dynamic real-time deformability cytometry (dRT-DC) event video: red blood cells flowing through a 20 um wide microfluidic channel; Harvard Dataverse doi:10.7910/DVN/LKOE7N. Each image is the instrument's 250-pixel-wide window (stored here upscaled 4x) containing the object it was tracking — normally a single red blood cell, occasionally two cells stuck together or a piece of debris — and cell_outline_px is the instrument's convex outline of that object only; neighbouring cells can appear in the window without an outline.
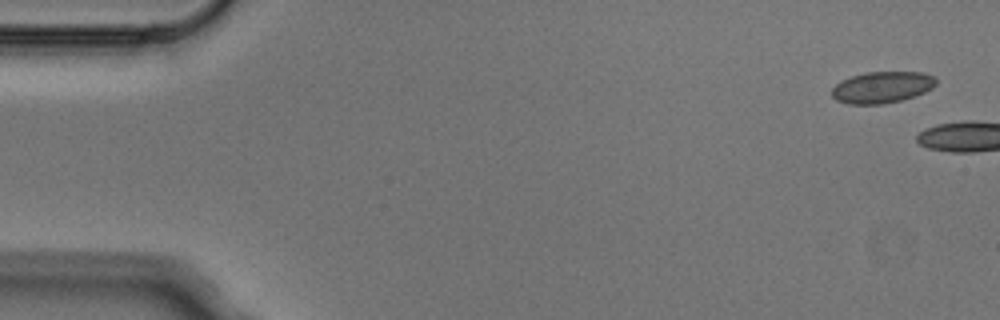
{"species": "Egyptian fruit bat (a non-hibernating species)", "species_latin": "Rousettus aegyptiacus", "temperature_condition": "cold", "stored_images_in_passage": 4, "segment_of_instrument_passage": [2, 2], "camera_frame_rate_fps": 3000, "um_per_image_px": 0.085, "animal": {"sex": "male"}, "frame": {"image": 1, "passage_image": 4, "time_ms": 1.0, "image_size_px": [1000, 320], "cell_outline_px": [[936, 84], [932, 88], [924, 92], [900, 100], [880, 104], [848, 104], [836, 100], [832, 96], [832, 88], [840, 80], [852, 76], [868, 72], [920, 72], [932, 76], [936, 80]], "centroid_in_image_um": [74.93, 7.42], "position_along_channel_um": 10.1, "area_um2": 18.9}}